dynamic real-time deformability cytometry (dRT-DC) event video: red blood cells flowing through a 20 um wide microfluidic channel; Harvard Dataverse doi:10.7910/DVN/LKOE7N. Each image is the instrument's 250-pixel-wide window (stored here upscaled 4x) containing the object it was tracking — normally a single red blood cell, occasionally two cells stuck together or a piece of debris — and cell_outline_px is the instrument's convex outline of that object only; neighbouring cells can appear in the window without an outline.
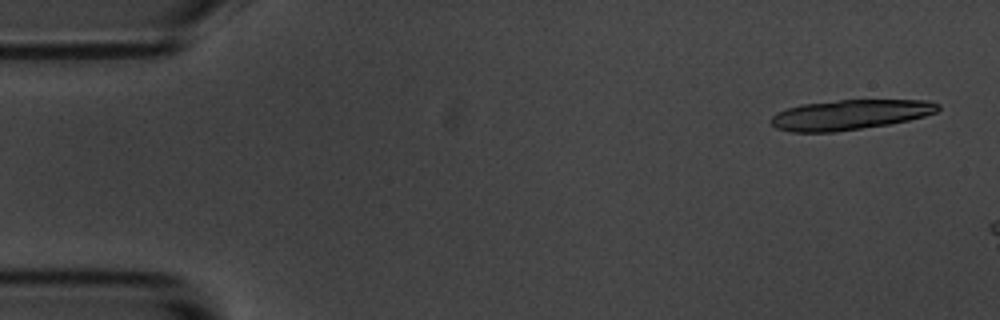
{"species": "common noctule bat (a hibernating species)", "species_latin": "Nyctalus noctula", "temperature_condition": "room temperature", "stored_images_in_passage": 5, "camera_frame_rate_fps": 3000, "um_per_image_px": 0.085, "animal": {"sex": "male", "body_mass_g": 20.1, "forearm_length_mm": 53.5}, "frame": {"image": 1, "passage_image": 1, "time_ms": 0.0, "image_size_px": [1000, 320], "cell_outline_px": [[940, 108], [936, 112], [924, 116], [908, 120], [888, 124], [836, 132], [792, 132], [776, 128], [768, 120], [772, 116], [788, 108], [804, 104], [840, 100], [928, 100], [940, 104]], "centroid_in_image_um": [72.26, 9.75], "position_along_channel_um": 12.7, "area_um2": 29.02}}